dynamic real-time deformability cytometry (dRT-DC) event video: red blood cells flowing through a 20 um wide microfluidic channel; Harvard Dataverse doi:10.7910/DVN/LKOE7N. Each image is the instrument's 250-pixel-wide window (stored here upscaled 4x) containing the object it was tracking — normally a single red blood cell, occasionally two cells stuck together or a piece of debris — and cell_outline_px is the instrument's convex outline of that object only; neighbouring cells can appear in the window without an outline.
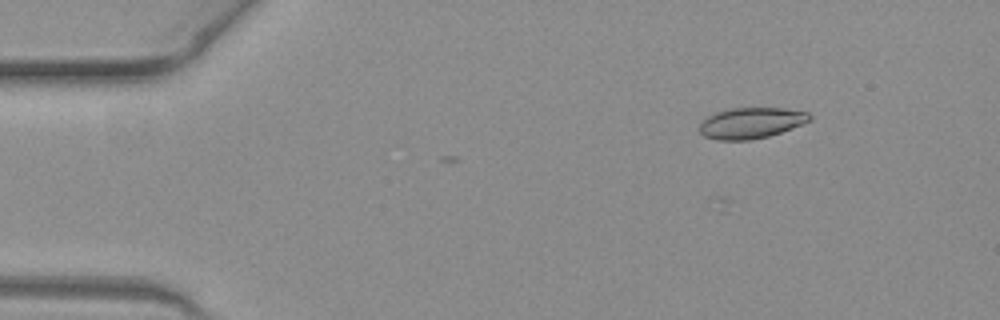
{"species": "common noctule bat (a hibernating species)", "species_latin": "Nyctalus noctula", "temperature_condition": "warm", "stored_images_in_passage": 40, "camera_frame_rate_fps": 3000, "um_per_image_px": 0.085, "animal": {"sex": "female", "body_mass_g": 19.3, "forearm_length_mm": 54.1}, "frame": {"image": 1, "passage_image": 1, "time_ms": 0.0, "image_size_px": [1000, 320], "cell_outline_px": [[812, 120], [792, 128], [768, 136], [752, 140], [720, 140], [704, 136], [700, 132], [700, 124], [708, 116], [716, 112], [732, 108], [784, 108], [808, 112], [812, 116]], "centroid_in_image_um": [63.87, 10.45], "position_along_channel_um": 21.1, "area_um2": 19.77}}